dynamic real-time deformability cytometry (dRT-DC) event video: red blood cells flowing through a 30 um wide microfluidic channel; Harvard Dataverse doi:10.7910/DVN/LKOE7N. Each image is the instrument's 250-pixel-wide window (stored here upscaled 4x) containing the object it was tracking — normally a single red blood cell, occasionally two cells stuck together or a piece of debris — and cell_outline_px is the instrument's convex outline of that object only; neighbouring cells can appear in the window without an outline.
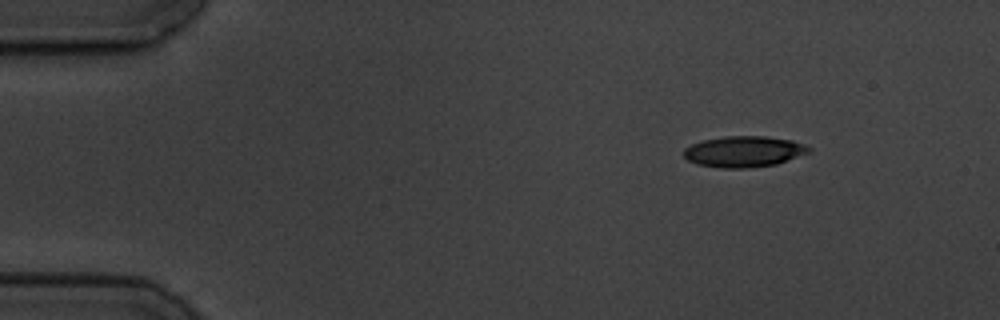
{"species": "common noctule bat (a hibernating species)", "species_latin": "Nyctalus noctula", "temperature_condition": "cold", "stored_images_in_passage": 3, "camera_frame_rate_fps": 3000, "um_per_image_px": 0.085, "animal": {"sex": "male", "body_mass_g": 19.5, "forearm_length_mm": 54.6}, "frame": {"image": 1, "passage_image": 1, "time_ms": 0.0, "image_size_px": [1000, 320], "cell_outline_px": [[812, 152], [776, 164], [748, 168], [720, 168], [696, 164], [688, 160], [684, 156], [684, 148], [692, 144], [704, 140], [724, 136], [764, 136], [792, 140], [804, 144], [812, 148]], "centroid_in_image_um": [63.25, 12.88], "position_along_channel_um": 21.7, "area_um2": 22.72}}